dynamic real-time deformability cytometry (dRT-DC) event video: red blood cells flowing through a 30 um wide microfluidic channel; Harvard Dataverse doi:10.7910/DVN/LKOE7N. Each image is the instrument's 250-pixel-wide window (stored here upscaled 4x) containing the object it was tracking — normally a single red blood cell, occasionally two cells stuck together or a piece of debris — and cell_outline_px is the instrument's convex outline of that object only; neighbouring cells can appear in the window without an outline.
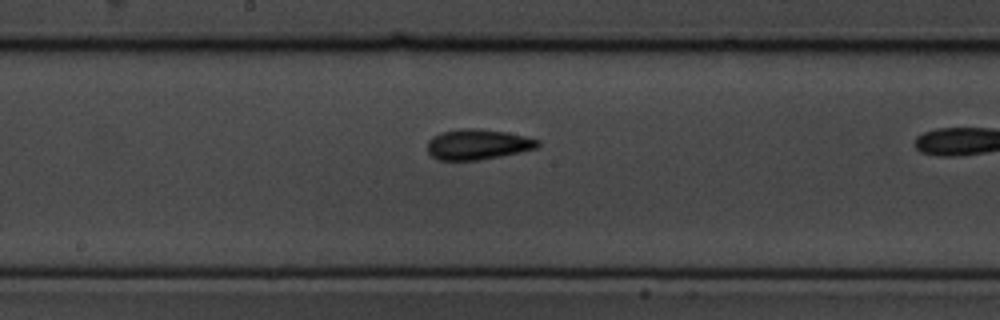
{"species": "common noctule bat (a hibernating species)", "species_latin": "Nyctalus noctula", "temperature_condition": "cold", "stored_images_in_passage": 11, "camera_frame_rate_fps": 3000, "um_per_image_px": 0.085, "animal": {"sex": "male", "body_mass_g": 19.5, "forearm_length_mm": 54.6}, "frame": {"image": 1, "passage_image": 10, "time_ms": 3.0, "image_size_px": [1000, 320], "cell_outline_px": [[540, 144], [536, 148], [520, 152], [480, 160], [440, 160], [432, 156], [428, 152], [428, 140], [432, 136], [440, 132], [460, 128], [480, 128], [504, 132], [524, 136], [540, 140]], "centroid_in_image_um": [40.58, 12.26], "position_along_channel_um": 207.6, "area_um2": 19.59}}